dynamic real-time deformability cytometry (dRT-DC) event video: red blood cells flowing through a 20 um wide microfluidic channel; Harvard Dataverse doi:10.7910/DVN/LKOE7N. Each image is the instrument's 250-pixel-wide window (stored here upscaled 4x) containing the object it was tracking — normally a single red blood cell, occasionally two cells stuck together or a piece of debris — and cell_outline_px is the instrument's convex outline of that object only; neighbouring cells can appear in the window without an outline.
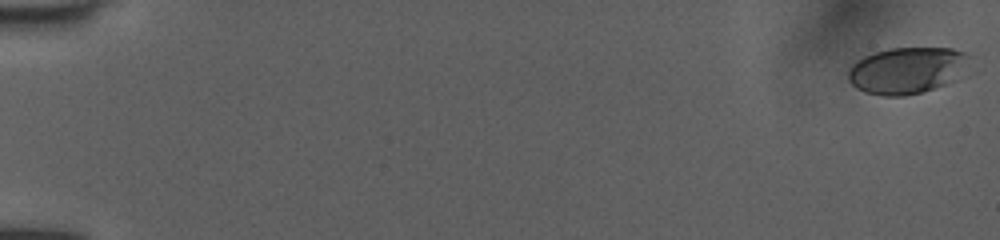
{"species": "human", "species_latin": "Homo sapiens", "temperature_condition": "room temperature", "stored_images_in_passage": 53, "camera_frame_rate_fps": 3000, "um_per_image_px": 0.085, "donor": {"sex": "female"}, "frame": {"image": 1, "passage_image": 1, "time_ms": 0.0, "image_size_px": [1000, 240], "cell_outline_px": [[976, 56], [956, 80], [920, 92], [904, 96], [884, 96], [864, 92], [856, 88], [848, 80], [848, 68], [856, 60], [872, 52], [888, 48], [952, 48]], "centroid_in_image_um": [77.11, 5.96], "position_along_channel_um": 7.9, "area_um2": 33.41}}
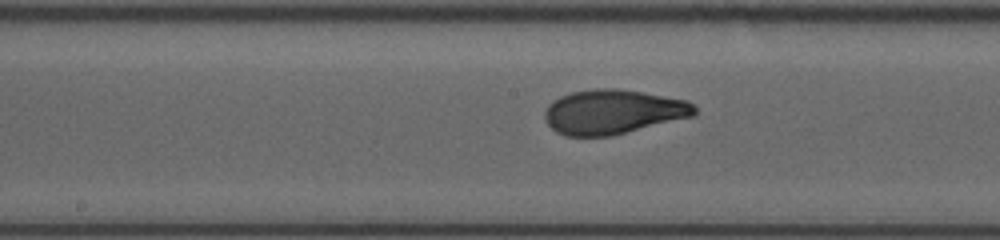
{"frame": {"image": 2, "passage_image": 29, "time_ms": 9.333, "image_size_px": [1000, 240], "cell_outline_px": [[696, 116], [612, 136], [568, 136], [556, 132], [544, 120], [544, 112], [548, 104], [552, 100], [560, 96], [572, 92], [596, 88], [616, 88], [688, 100], [696, 108]], "centroid_in_image_um": [52.11, 9.51], "position_along_channel_um": 196.1, "area_um2": 39.13}}
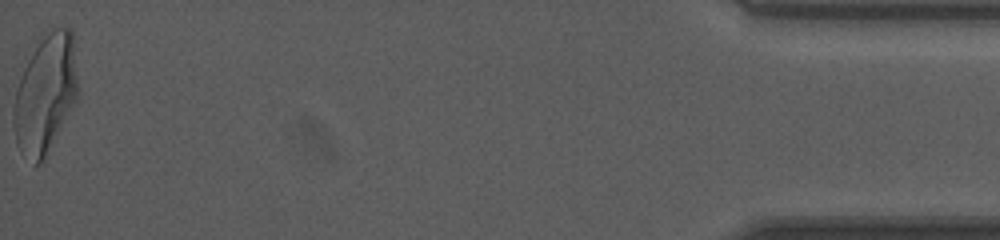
{"frame": {"image": 3, "passage_image": 53, "time_ms": 17.333, "image_size_px": [1000, 240], "cell_outline_px": [[80, 92], [40, 164], [36, 164], [16, 144], [12, 124], [12, 112], [16, 92], [24, 68], [28, 60], [44, 32], [52, 28], [68, 28], [72, 32]], "centroid_in_image_um": [3.87, 7.91], "position_along_channel_um": 431.3, "area_um2": 43.7}, "authors_computed_cell_mechanics": {"area_um2": 37.9168, "velocity_mm_per_s": 4.0361, "shape_relaxation_time_tau1_ms": 4.0277, "shape_relaxation_time_tau2_ms": 0.785, "deformation_change_tau1": 0.1792, "deformation_change_tau2": 0.057}}